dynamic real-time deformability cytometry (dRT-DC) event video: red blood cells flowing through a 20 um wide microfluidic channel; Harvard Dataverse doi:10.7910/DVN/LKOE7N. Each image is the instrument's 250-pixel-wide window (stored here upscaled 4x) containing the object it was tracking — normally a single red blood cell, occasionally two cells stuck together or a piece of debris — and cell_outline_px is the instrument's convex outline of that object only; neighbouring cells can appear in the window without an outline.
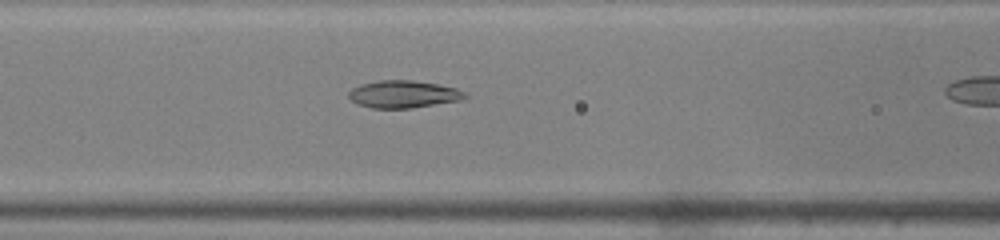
{"species": "common noctule bat (a hibernating species)", "species_latin": "Nyctalus noctula", "temperature_condition": "warm", "stored_images_in_passage": 28, "camera_frame_rate_fps": 3000, "um_per_image_px": 0.085, "animal": {"sex": "male", "body_mass_g": 19.0, "forearm_length_mm": 50.8}, "frame": {"image": 1, "passage_image": 10, "time_ms": 3.0, "image_size_px": [1000, 240], "cell_outline_px": [[468, 96], [460, 100], [412, 108], [372, 108], [356, 104], [348, 96], [348, 92], [352, 88], [360, 84], [380, 80], [412, 80], [436, 84], [456, 88], [464, 92]], "centroid_in_image_um": [34.25, 8.01], "position_along_channel_um": 132.3, "area_um2": 18.5}}
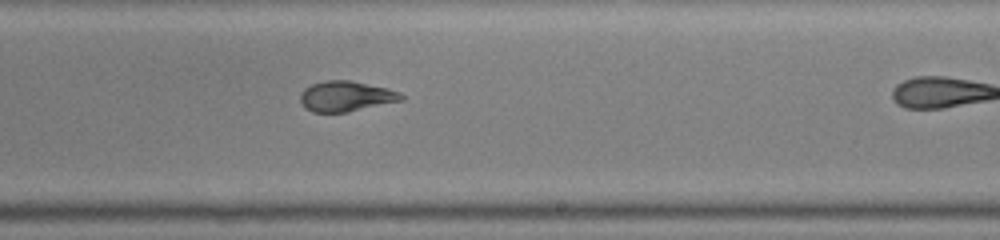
{"frame": {"image": 2, "passage_image": 19, "time_ms": 6.0, "image_size_px": [1000, 240], "cell_outline_px": [[404, 100], [348, 112], [312, 112], [304, 108], [300, 100], [300, 92], [304, 88], [312, 84], [324, 80], [352, 80], [388, 88], [400, 92], [404, 96]], "centroid_in_image_um": [29.41, 8.18], "position_along_channel_um": 259.6, "area_um2": 18.15}}
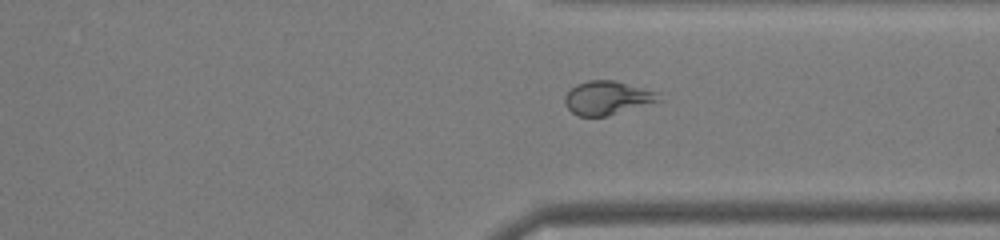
{"frame": {"image": 3, "passage_image": 26, "time_ms": 8.333, "image_size_px": [1000, 240], "cell_outline_px": [[660, 100], [608, 116], [580, 116], [572, 112], [564, 104], [564, 96], [576, 84], [588, 80], [616, 80], [660, 92]], "centroid_in_image_um": [51.62, 8.3], "position_along_channel_um": 359.8, "area_um2": 18.44}}